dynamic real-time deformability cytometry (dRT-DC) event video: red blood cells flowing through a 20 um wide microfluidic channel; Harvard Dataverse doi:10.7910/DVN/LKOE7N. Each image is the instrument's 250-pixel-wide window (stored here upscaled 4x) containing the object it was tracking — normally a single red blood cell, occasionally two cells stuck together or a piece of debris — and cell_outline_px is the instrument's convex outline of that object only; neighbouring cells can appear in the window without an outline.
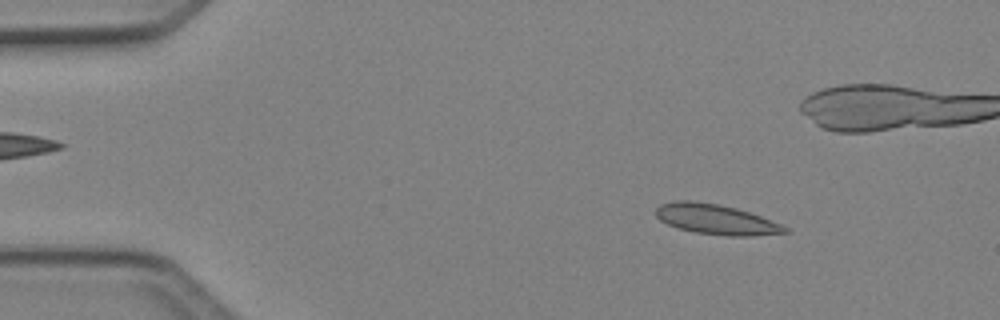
{"species": "Egyptian fruit bat (a non-hibernating species)", "species_latin": "Rousettus aegyptiacus", "temperature_condition": "cold", "stored_images_in_passage": 48, "camera_frame_rate_fps": 3000, "um_per_image_px": 0.085, "animal": {"sex": "female"}, "frame": {"image": 1, "passage_image": 6, "time_ms": 1.667, "image_size_px": [1000, 320], "cell_outline_px": [[792, 232], [752, 236], [728, 236], [696, 232], [676, 228], [660, 220], [656, 216], [656, 208], [660, 204], [676, 200], [692, 200], [720, 204], [736, 208], [760, 216], [780, 224], [788, 228]], "centroid_in_image_um": [60.85, 18.64], "position_along_channel_um": 24.2, "area_um2": 22.72}}
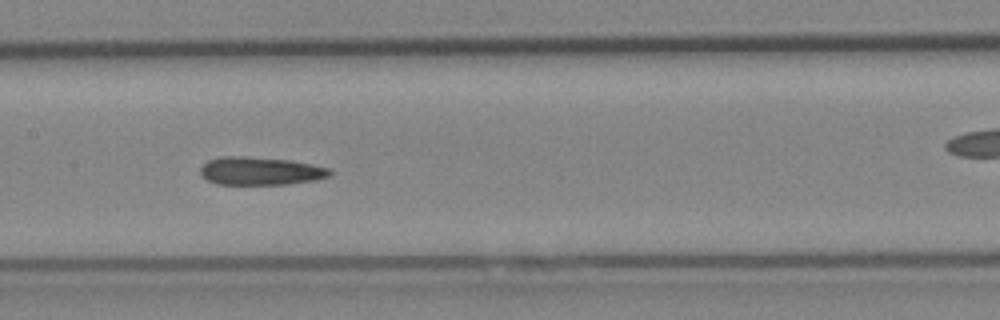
{"frame": {"image": 2, "passage_image": 23, "time_ms": 7.333, "image_size_px": [1000, 320], "cell_outline_px": [[332, 176], [316, 180], [288, 184], [216, 184], [208, 180], [200, 172], [200, 168], [208, 160], [220, 156], [244, 156], [292, 160], [312, 164], [328, 168], [332, 172]], "centroid_in_image_um": [22.16, 14.53], "position_along_channel_um": 185.2, "area_um2": 21.27}}
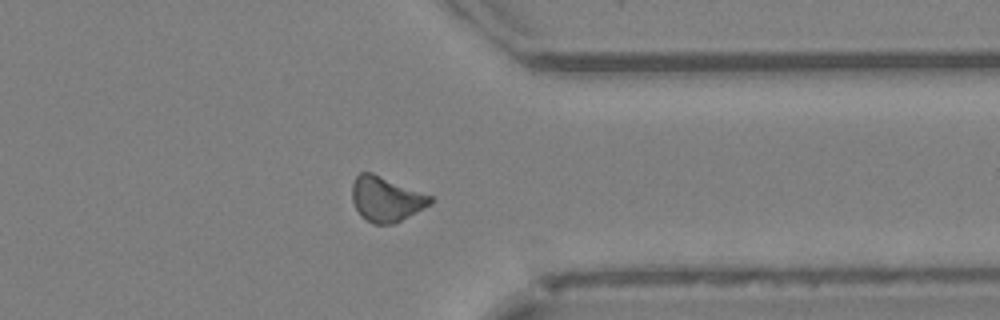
{"frame": {"image": 3, "passage_image": 37, "time_ms": 12.0, "image_size_px": [1000, 320], "cell_outline_px": [[432, 204], [392, 224], [372, 224], [360, 216], [352, 200], [352, 180], [360, 172], [372, 172], [432, 196]], "centroid_in_image_um": [32.78, 16.91], "position_along_channel_um": 378.6, "area_um2": 20.46}, "authors_computed_cell_mechanics": {"area_um2": 21.0392, "velocity_mm_per_s": 4.2214, "shape_relaxation_time_tau1_ms": 5.3756, "shape_relaxation_time_tau2_ms": 8.6726, "deformation_change_tau1": 0.1162, "deformation_change_tau2": 0.1845}}